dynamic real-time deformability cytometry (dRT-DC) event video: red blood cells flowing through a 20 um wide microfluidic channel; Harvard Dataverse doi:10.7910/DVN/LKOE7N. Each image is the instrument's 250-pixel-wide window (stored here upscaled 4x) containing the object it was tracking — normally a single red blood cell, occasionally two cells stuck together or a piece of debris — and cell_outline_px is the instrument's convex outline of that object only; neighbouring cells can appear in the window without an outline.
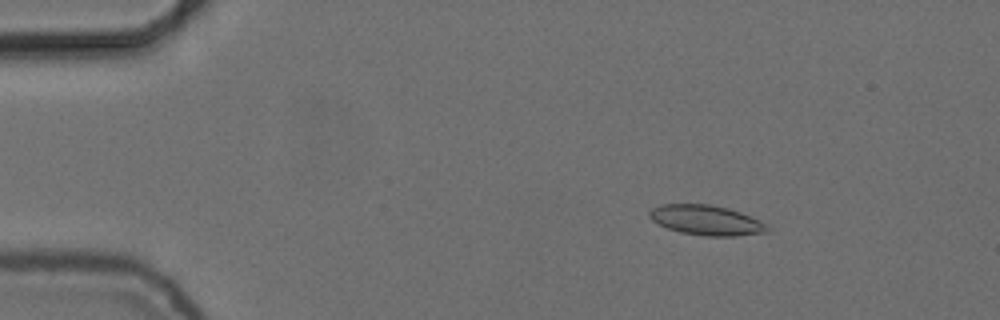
{"species": "common noctule bat (a hibernating species)", "species_latin": "Nyctalus noctula", "temperature_condition": "cold", "stored_images_in_passage": 56, "camera_frame_rate_fps": 3000, "um_per_image_px": 0.085, "animal": {"sex": "female", "body_mass_g": 24.6, "forearm_length_mm": 56.2}, "frame": {"image": 1, "passage_image": 9, "time_ms": 2.667, "image_size_px": [1000, 320], "cell_outline_px": [[772, 228], [768, 232], [736, 236], [704, 236], [680, 232], [668, 228], [652, 220], [648, 216], [648, 212], [652, 208], [660, 204], [708, 204], [728, 208], [740, 212], [760, 220]], "centroid_in_image_um": [60.05, 18.72], "position_along_channel_um": 24.9, "area_um2": 20.69}}
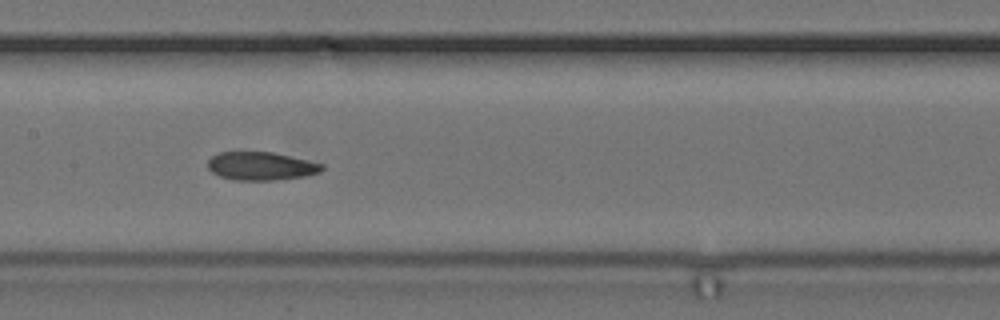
{"frame": {"image": 2, "passage_image": 28, "time_ms": 9.0, "image_size_px": [1000, 320], "cell_outline_px": [[324, 168], [320, 172], [304, 176], [276, 180], [236, 180], [220, 176], [212, 172], [208, 168], [208, 160], [212, 156], [220, 152], [272, 152], [324, 164]], "centroid_in_image_um": [22.19, 14.12], "position_along_channel_um": 185.2, "area_um2": 18.67}}
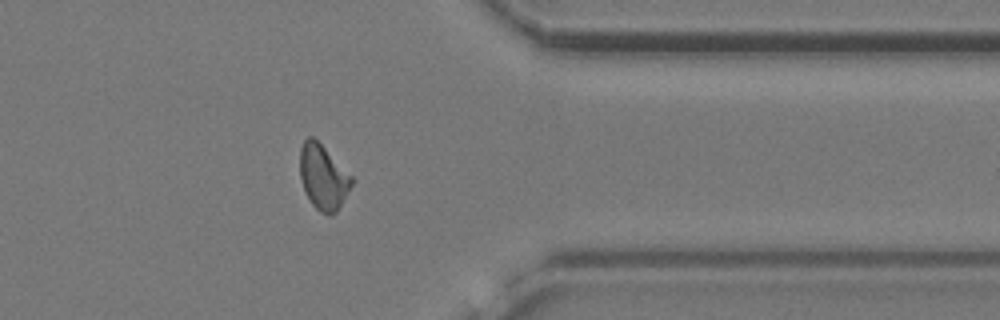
{"frame": {"image": 3, "passage_image": 45, "time_ms": 14.667, "image_size_px": [1000, 320], "cell_outline_px": [[356, 180], [336, 212], [332, 216], [328, 216], [320, 212], [312, 204], [304, 188], [300, 176], [300, 148], [304, 140], [308, 136], [312, 136]], "centroid_in_image_um": [27.49, 15.08], "position_along_channel_um": 383.9, "area_um2": 19.42}, "authors_computed_cell_mechanics": {"area_um2": 19.5653, "velocity_mm_per_s": 3.7185, "shape_relaxation_time_tau1_ms": null, "shape_relaxation_time_tau2_ms": 2.8769, "deformation_change_tau1": null, "deformation_change_tau2": 0.084}}